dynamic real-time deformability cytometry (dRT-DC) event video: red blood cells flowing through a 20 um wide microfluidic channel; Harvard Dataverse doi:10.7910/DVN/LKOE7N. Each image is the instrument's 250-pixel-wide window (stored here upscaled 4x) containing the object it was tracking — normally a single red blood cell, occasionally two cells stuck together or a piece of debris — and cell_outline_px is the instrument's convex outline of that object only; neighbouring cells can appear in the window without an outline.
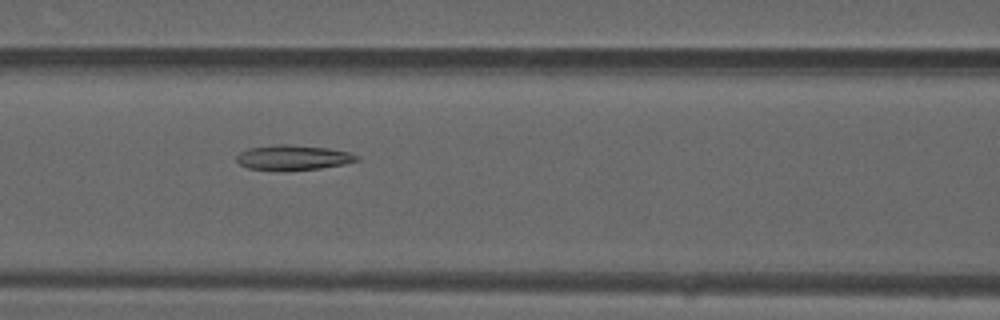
{"species": "common noctule bat (a hibernating species)", "species_latin": "Nyctalus noctula", "temperature_condition": "warm", "stored_images_in_passage": 50, "camera_frame_rate_fps": 3000, "um_per_image_px": 0.085, "animal": {"sex": "male", "forearm_length_mm": 52.5}, "frame": {"image": 1, "passage_image": 22, "time_ms": 7.0, "image_size_px": [1000, 320], "cell_outline_px": [[360, 160], [344, 164], [320, 168], [284, 172], [248, 168], [240, 164], [236, 160], [236, 156], [240, 152], [248, 148], [276, 144], [288, 144], [328, 148], [348, 152], [360, 156]], "centroid_in_image_um": [24.9, 13.41], "position_along_channel_um": 141.7, "area_um2": 17.86}}
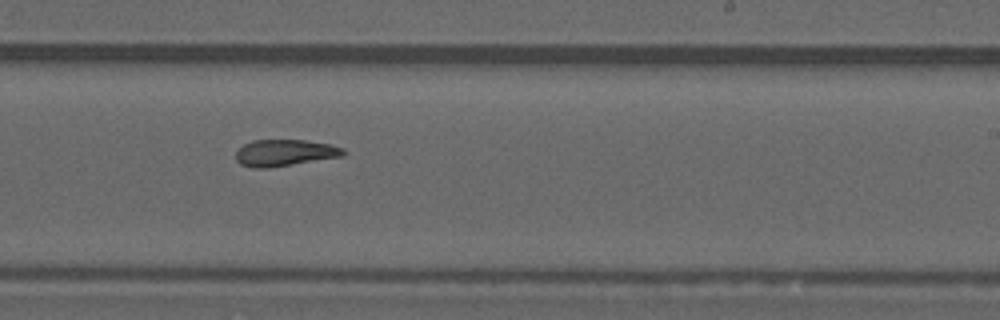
{"frame": {"image": 2, "passage_image": 31, "time_ms": 10.0, "image_size_px": [1000, 320], "cell_outline_px": [[344, 156], [268, 168], [252, 168], [240, 164], [236, 160], [236, 152], [244, 144], [252, 140], [304, 140], [332, 144], [344, 148]], "centroid_in_image_um": [24.2, 12.99], "position_along_channel_um": 264.8, "area_um2": 16.7}}
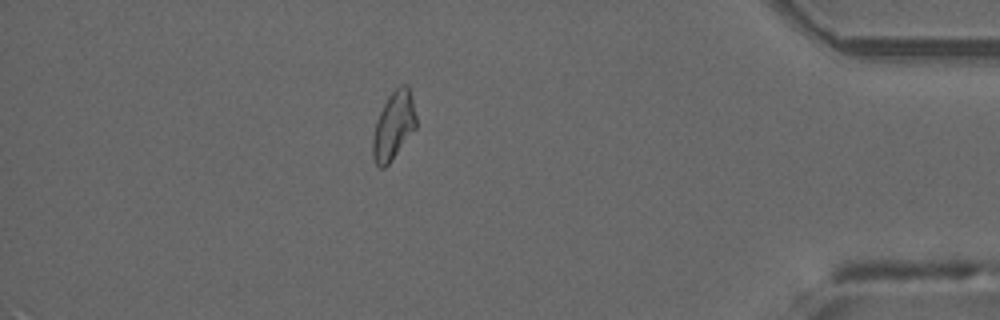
{"frame": {"image": 3, "passage_image": 44, "time_ms": 14.333, "image_size_px": [1000, 320], "cell_outline_px": [[416, 128], [388, 164], [384, 168], [380, 168], [376, 164], [372, 156], [372, 136], [376, 120], [388, 96], [400, 84], [408, 84], [412, 96], [416, 116]], "centroid_in_image_um": [33.45, 10.66], "position_along_channel_um": 401.8, "area_um2": 17.22}, "authors_computed_cell_mechanics": {"area_um2": 17.4556, "velocity_mm_per_s": 4.1286, "shape_relaxation_time_tau1_ms": null, "shape_relaxation_time_tau2_ms": 3.6965, "deformation_change_tau1": null, "deformation_change_tau2": 0.12}}